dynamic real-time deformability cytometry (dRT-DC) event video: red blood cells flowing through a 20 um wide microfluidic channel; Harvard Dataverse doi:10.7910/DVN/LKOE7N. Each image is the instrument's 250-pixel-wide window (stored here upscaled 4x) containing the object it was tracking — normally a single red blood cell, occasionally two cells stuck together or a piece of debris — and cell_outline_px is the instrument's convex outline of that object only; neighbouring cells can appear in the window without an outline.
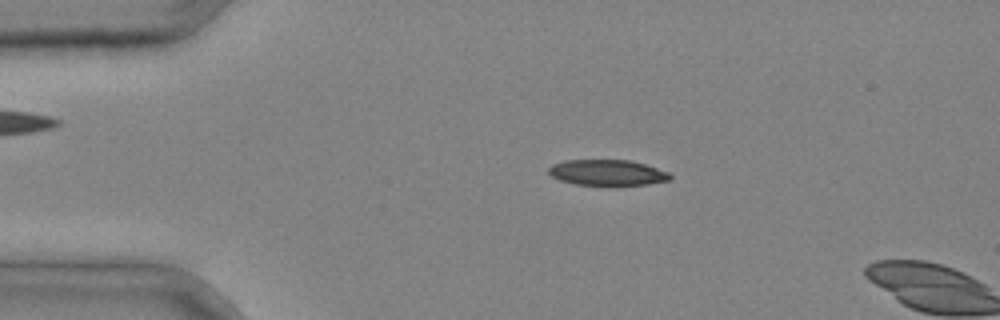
{"species": "common noctule bat (a hibernating species)", "species_latin": "Nyctalus noctula", "temperature_condition": "cold", "stored_images_in_passage": 3, "camera_frame_rate_fps": 3000, "um_per_image_px": 0.085, "animal": {"sex": "male", "body_mass_g": 20.4}, "frame": {"image": 1, "passage_image": 2, "time_ms": 0.333, "image_size_px": [1000, 320], "cell_outline_px": [[672, 180], [648, 184], [612, 188], [608, 188], [576, 184], [560, 180], [552, 176], [548, 172], [548, 168], [552, 164], [564, 160], [628, 160], [644, 164], [668, 172], [672, 176]], "centroid_in_image_um": [51.63, 14.72], "position_along_channel_um": 33.4, "area_um2": 19.02}}